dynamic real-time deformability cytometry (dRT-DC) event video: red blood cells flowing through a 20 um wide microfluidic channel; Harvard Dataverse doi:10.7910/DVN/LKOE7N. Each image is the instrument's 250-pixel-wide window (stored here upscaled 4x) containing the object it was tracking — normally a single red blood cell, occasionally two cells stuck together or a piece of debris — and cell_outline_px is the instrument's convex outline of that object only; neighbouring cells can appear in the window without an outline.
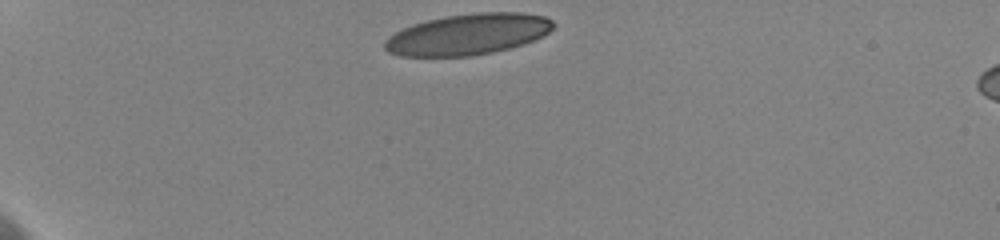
{"species": "human", "species_latin": "Homo sapiens", "temperature_condition": "cold", "stored_images_in_passage": 32, "camera_frame_rate_fps": 3000, "um_per_image_px": 0.085, "donor": {"sex": "female"}, "frame": {"image": 1, "passage_image": 1, "time_ms": 0.0, "image_size_px": [1000, 240], "cell_outline_px": [[556, 24], [544, 36], [524, 44], [492, 52], [468, 56], [400, 56], [388, 52], [384, 48], [384, 40], [388, 36], [412, 24], [428, 20], [448, 16], [480, 12], [520, 12], [544, 16], [552, 20]], "centroid_in_image_um": [39.78, 2.92], "position_along_channel_um": 45.2, "area_um2": 40.23}}
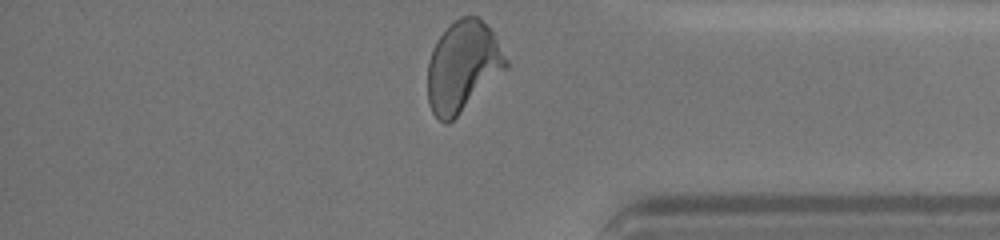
{"frame": {"image": 2, "passage_image": 32, "time_ms": 11.333, "image_size_px": [1000, 240], "cell_outline_px": [[508, 68], [448, 124], [444, 124], [432, 112], [428, 104], [428, 64], [432, 48], [436, 40], [460, 16], [480, 16], [496, 36], [508, 60]], "centroid_in_image_um": [39.35, 5.64], "position_along_channel_um": 395.9, "area_um2": 41.33}, "authors_computed_cell_mechanics": {"area_um2": 40.6623, "velocity_mm_per_s": 3.6228, "shape_relaxation_time_tau1_ms": 5.047, "shape_relaxation_time_tau2_ms": null, "deformation_change_tau1": 0.166, "deformation_change_tau2": null}}